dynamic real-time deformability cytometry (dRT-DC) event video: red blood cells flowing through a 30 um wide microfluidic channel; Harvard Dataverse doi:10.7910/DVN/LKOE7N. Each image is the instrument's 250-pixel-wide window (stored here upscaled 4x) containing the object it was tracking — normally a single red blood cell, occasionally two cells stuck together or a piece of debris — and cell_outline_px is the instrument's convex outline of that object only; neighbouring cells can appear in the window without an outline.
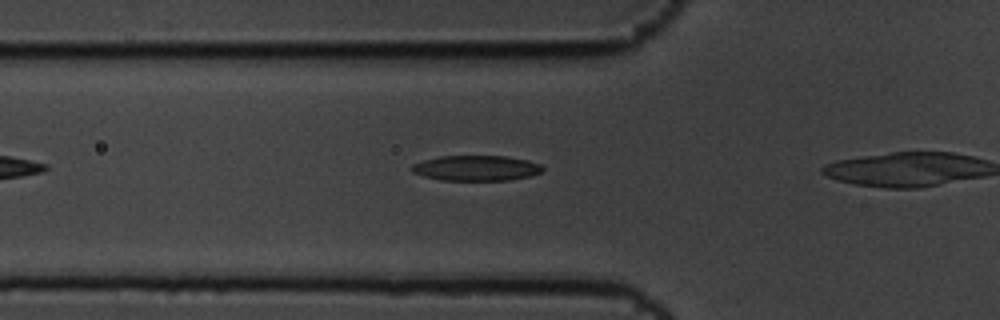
{"species": "common noctule bat (a hibernating species)", "species_latin": "Nyctalus noctula", "temperature_condition": "cold", "stored_images_in_passage": 9, "camera_frame_rate_fps": 3000, "um_per_image_px": 0.085, "animal": {"sex": "male", "body_mass_g": 19.5, "forearm_length_mm": 54.6}, "frame": {"image": 1, "passage_image": 7, "time_ms": 2.0, "image_size_px": [1000, 320], "cell_outline_px": [[544, 168], [540, 172], [528, 176], [508, 180], [440, 180], [424, 176], [412, 172], [408, 168], [412, 164], [424, 160], [440, 156], [504, 156], [528, 160], [540, 164]], "centroid_in_image_um": [40.43, 14.28], "position_along_channel_um": 85.4, "area_um2": 19.25}}